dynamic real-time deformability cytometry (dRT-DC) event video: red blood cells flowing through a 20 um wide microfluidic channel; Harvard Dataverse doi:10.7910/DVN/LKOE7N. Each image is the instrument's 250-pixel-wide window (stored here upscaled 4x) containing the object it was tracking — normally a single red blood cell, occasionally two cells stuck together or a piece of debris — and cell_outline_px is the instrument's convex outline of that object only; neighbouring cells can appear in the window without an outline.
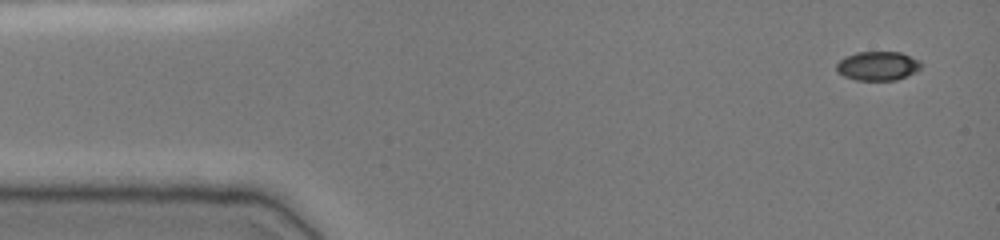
{"species": "common noctule bat (a hibernating species)", "species_latin": "Nyctalus noctula", "temperature_condition": "cold", "stored_images_in_passage": 48, "camera_frame_rate_fps": 3000, "um_per_image_px": 0.085, "animal": {"sex": "female", "body_mass_g": 19.0, "forearm_length_mm": 51.5}, "frame": {"image": 1, "passage_image": 1, "time_ms": 0.0, "image_size_px": [1000, 240], "cell_outline_px": [[920, 68], [916, 72], [896, 80], [856, 80], [844, 76], [836, 72], [836, 64], [844, 56], [856, 52], [900, 52], [920, 60]], "centroid_in_image_um": [74.58, 5.6], "position_along_channel_um": 10.4, "area_um2": 14.39}}
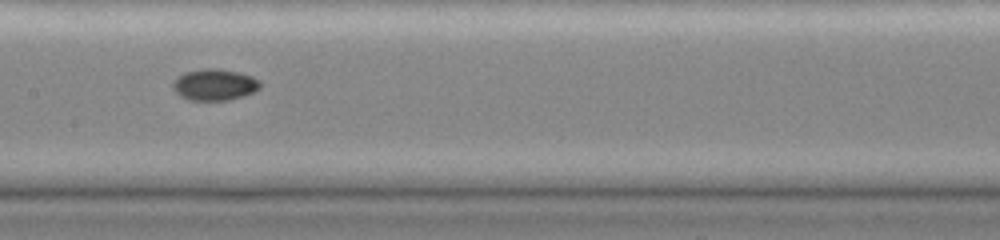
{"frame": {"image": 2, "passage_image": 23, "time_ms": 7.333, "image_size_px": [1000, 240], "cell_outline_px": [[260, 88], [244, 96], [228, 100], [188, 100], [180, 96], [172, 88], [172, 84], [184, 72], [204, 68], [216, 68], [240, 72], [252, 76], [260, 80]], "centroid_in_image_um": [18.25, 7.19], "position_along_channel_um": 189.1, "area_um2": 16.01}}
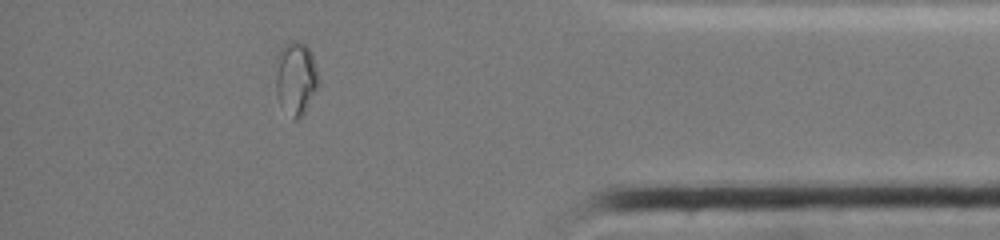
{"frame": {"image": 3, "passage_image": 42, "time_ms": 13.667, "image_size_px": [1000, 240], "cell_outline_px": [[320, 84], [304, 112], [296, 120], [292, 120], [280, 104], [276, 96], [276, 56], [280, 48], [288, 40], [300, 40], [312, 52], [320, 80]], "centroid_in_image_um": [25.14, 6.61], "position_along_channel_um": 410.1, "area_um2": 18.79}, "authors_computed_cell_mechanics": {"area_um2": 15.3459, "velocity_mm_per_s": 3.8351, "shape_relaxation_time_tau1_ms": null, "shape_relaxation_time_tau2_ms": 3.9801, "deformation_change_tau1": null, "deformation_change_tau2": 0.0358}}